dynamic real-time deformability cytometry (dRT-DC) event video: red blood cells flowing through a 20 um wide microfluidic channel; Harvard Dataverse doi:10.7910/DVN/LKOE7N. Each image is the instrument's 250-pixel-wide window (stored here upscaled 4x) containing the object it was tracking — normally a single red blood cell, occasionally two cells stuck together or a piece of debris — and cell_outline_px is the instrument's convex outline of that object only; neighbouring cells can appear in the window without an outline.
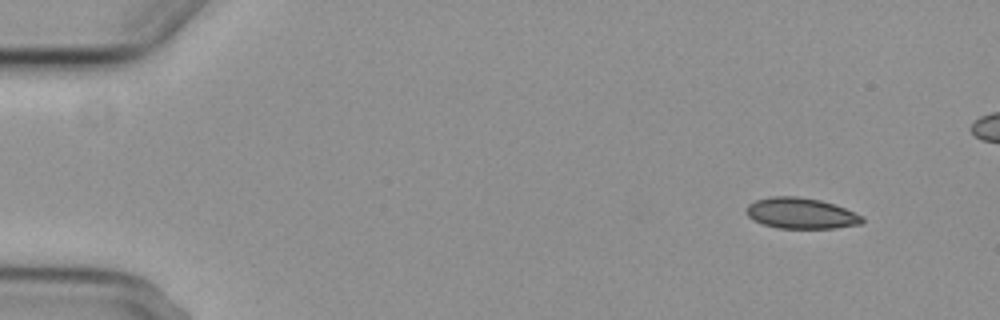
{"species": "common noctule bat (a hibernating species)", "species_latin": "Nyctalus noctula", "temperature_condition": "cold", "stored_images_in_passage": 6, "camera_frame_rate_fps": 3000, "um_per_image_px": 0.085, "animal": {"sex": "female", "body_mass_g": 29.2, "forearm_length_mm": 56.3}, "frame": {"image": 1, "passage_image": 1, "time_ms": 0.0, "image_size_px": [1000, 320], "cell_outline_px": [[864, 220], [860, 224], [836, 228], [776, 228], [752, 220], [744, 212], [744, 208], [748, 204], [756, 200], [772, 196], [796, 196], [820, 200], [844, 208], [864, 216]], "centroid_in_image_um": [68.04, 18.13], "position_along_channel_um": 17.0, "area_um2": 20.92}}
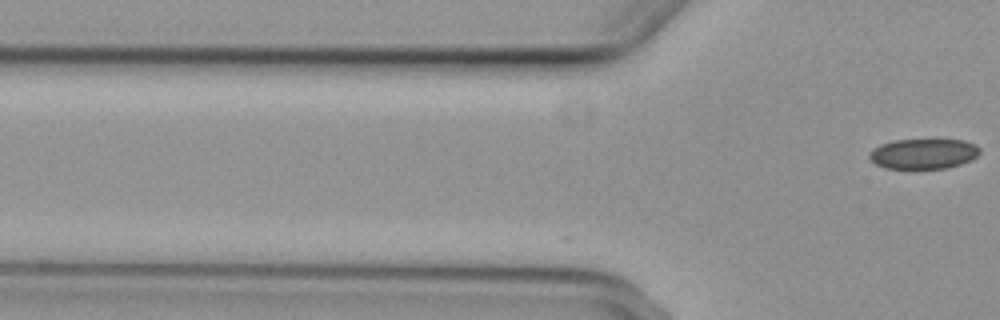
{"frame": {"image": 2, "passage_image": 6, "time_ms": 6.667, "image_size_px": [1000, 320], "cell_outline_px": [[980, 152], [972, 160], [948, 168], [884, 168], [876, 164], [868, 156], [868, 152], [880, 144], [892, 140], [964, 140], [976, 144], [980, 148]], "centroid_in_image_um": [78.5, 13.06], "position_along_channel_um": 47.3, "area_um2": 19.48}}